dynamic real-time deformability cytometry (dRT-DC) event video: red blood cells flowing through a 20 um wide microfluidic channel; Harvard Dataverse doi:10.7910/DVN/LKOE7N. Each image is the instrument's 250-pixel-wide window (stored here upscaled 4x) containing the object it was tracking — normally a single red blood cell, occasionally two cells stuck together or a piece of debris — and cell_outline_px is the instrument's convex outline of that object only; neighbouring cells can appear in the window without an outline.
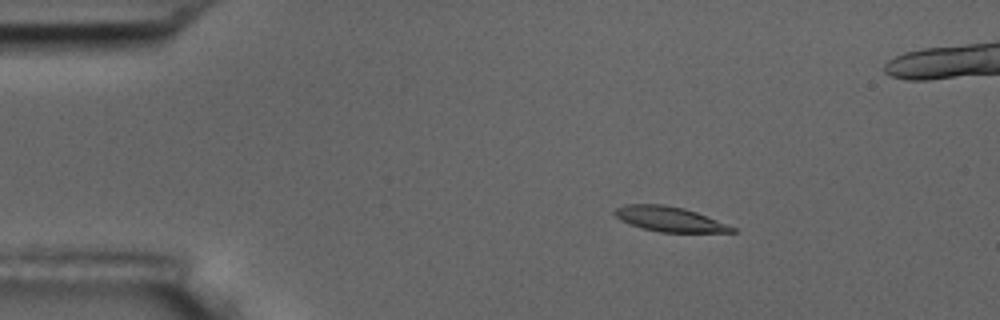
{"species": "common noctule bat (a hibernating species)", "species_latin": "Nyctalus noctula", "temperature_condition": "room temperature", "stored_images_in_passage": 5, "camera_frame_rate_fps": 3000, "um_per_image_px": 0.085, "animal": {"sex": "male", "body_mass_g": 17.5, "forearm_length_mm": 52.3}, "frame": {"image": 1, "passage_image": 3, "time_ms": 2.333, "image_size_px": [1000, 320], "cell_outline_px": [[736, 232], [660, 232], [628, 224], [620, 220], [612, 212], [616, 208], [624, 204], [664, 204], [684, 208], [696, 212], [736, 228]], "centroid_in_image_um": [56.85, 18.61], "position_along_channel_um": 28.1, "area_um2": 16.94}}